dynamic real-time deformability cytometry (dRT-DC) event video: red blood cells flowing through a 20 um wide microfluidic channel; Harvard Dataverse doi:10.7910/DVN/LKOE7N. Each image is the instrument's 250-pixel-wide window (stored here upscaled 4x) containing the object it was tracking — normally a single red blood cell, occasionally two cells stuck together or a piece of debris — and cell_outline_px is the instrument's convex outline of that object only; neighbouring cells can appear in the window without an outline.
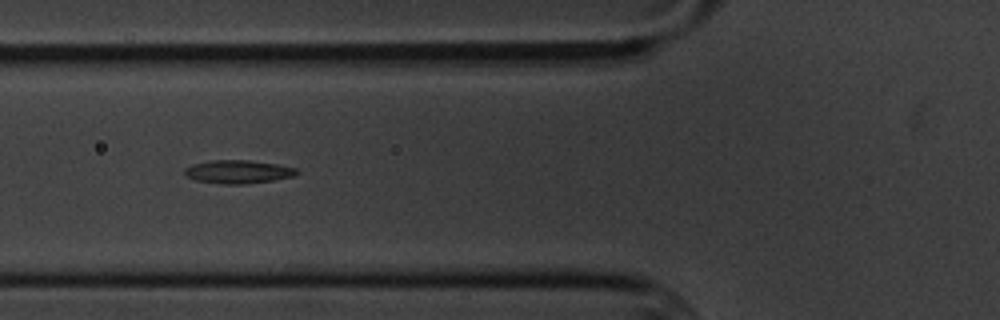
{"species": "common noctule bat (a hibernating species)", "species_latin": "Nyctalus noctula", "temperature_condition": "cold", "stored_images_in_passage": 12, "camera_frame_rate_fps": 3000, "um_per_image_px": 0.085, "animal": {"sex": "male", "body_mass_g": 20.1, "forearm_length_mm": 53.5}, "frame": {"image": 1, "passage_image": 5, "time_ms": 5.667, "image_size_px": [1000, 320], "cell_outline_px": [[300, 172], [296, 176], [276, 180], [244, 184], [224, 184], [196, 180], [184, 176], [184, 168], [192, 164], [212, 160], [248, 160], [276, 164], [296, 168]], "centroid_in_image_um": [20.25, 14.6], "position_along_channel_um": 105.5, "area_um2": 15.37}}
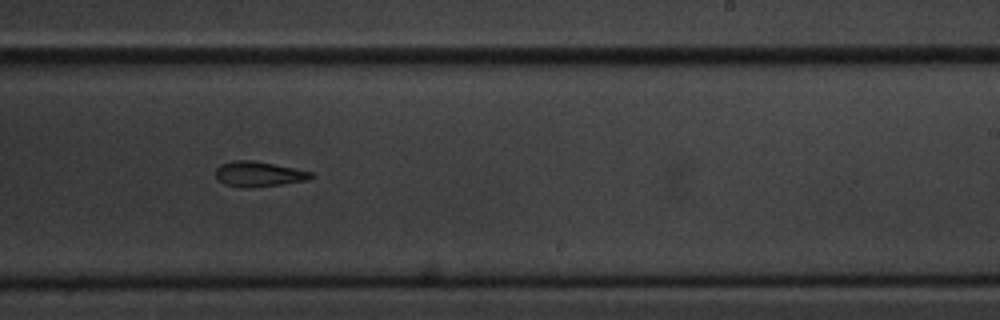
{"frame": {"image": 2, "passage_image": 9, "time_ms": 10.333, "image_size_px": [1000, 320], "cell_outline_px": [[316, 176], [308, 180], [252, 188], [240, 188], [224, 184], [216, 176], [216, 168], [220, 164], [232, 160], [252, 160], [296, 168], [312, 172]], "centroid_in_image_um": [22.0, 14.79], "position_along_channel_um": 267.0, "area_um2": 14.16}}
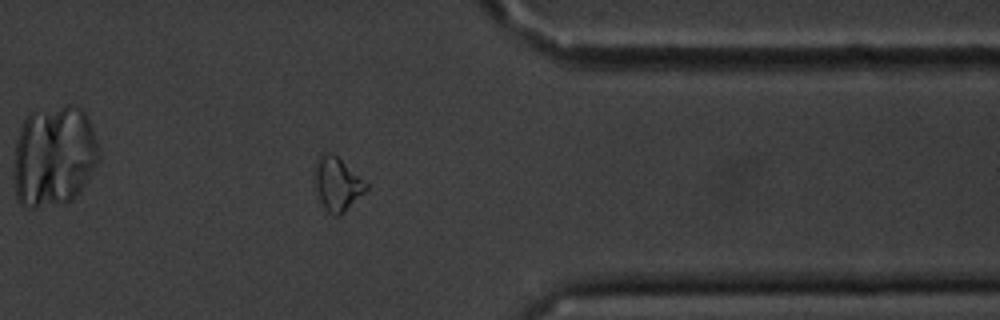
{"frame": {"image": 3, "passage_image": 12, "time_ms": 14.0, "image_size_px": [1000, 320], "cell_outline_px": [[368, 188], [340, 216], [332, 216], [324, 208], [320, 200], [316, 188], [316, 160], [324, 152], [332, 152], [368, 184]], "centroid_in_image_um": [28.67, 15.65], "position_along_channel_um": 382.7, "area_um2": 15.61}, "authors_computed_cell_mechanics": {"area_um2": 14.5945, "velocity_mm_per_s": 3.4449, "shape_relaxation_time_tau1_ms": 2.345, "shape_relaxation_time_tau2_ms": 3.0778, "deformation_change_tau1": 0.0852, "deformation_change_tau2": 0.1083}}